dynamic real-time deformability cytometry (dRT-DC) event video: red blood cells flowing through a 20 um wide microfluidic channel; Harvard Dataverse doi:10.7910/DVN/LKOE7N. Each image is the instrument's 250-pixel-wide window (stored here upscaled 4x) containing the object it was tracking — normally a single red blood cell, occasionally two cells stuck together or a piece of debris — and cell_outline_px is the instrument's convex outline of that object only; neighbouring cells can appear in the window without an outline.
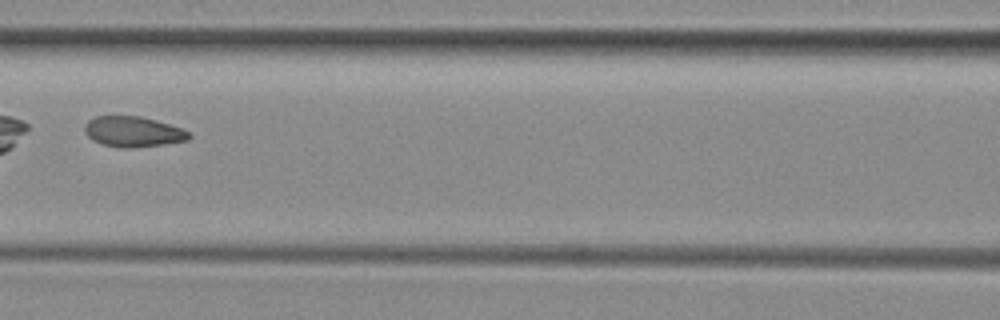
{"species": "common noctule bat (a hibernating species)", "species_latin": "Nyctalus noctula", "temperature_condition": "room temperature", "stored_images_in_passage": 9, "camera_frame_rate_fps": 3000, "um_per_image_px": 0.085, "animal": {"sex": "female", "body_mass_g": 29.2, "forearm_length_mm": 56.3}, "frame": {"image": 1, "passage_image": 8, "time_ms": 8.333, "image_size_px": [1000, 320], "cell_outline_px": [[192, 136], [188, 140], [164, 144], [128, 148], [120, 148], [104, 144], [92, 140], [84, 132], [84, 124], [88, 120], [96, 116], [140, 116], [156, 120], [192, 132]], "centroid_in_image_um": [11.31, 11.19], "position_along_channel_um": 155.3, "area_um2": 18.55}}
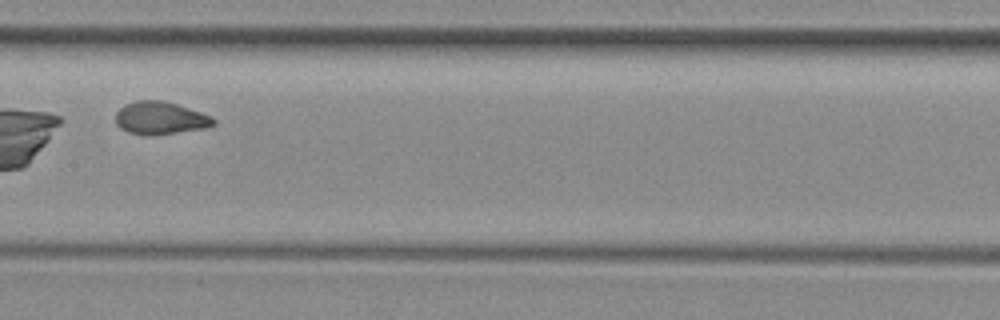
{"frame": {"image": 2, "passage_image": 9, "time_ms": 9.333, "image_size_px": [1000, 320], "cell_outline_px": [[216, 124], [204, 128], [148, 136], [144, 136], [128, 132], [120, 128], [116, 124], [116, 112], [124, 104], [136, 100], [164, 100], [212, 116], [216, 120]], "centroid_in_image_um": [13.59, 10.03], "position_along_channel_um": 193.8, "area_um2": 18.73}}